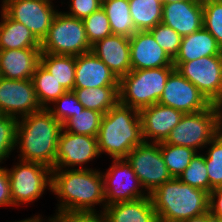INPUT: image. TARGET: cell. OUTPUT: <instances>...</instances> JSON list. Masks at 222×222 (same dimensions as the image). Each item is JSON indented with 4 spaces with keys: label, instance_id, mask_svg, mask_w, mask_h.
<instances>
[{
    "label": "cell",
    "instance_id": "cell-12",
    "mask_svg": "<svg viewBox=\"0 0 222 222\" xmlns=\"http://www.w3.org/2000/svg\"><path fill=\"white\" fill-rule=\"evenodd\" d=\"M102 176L106 206L148 196L126 158L113 159L112 165Z\"/></svg>",
    "mask_w": 222,
    "mask_h": 222
},
{
    "label": "cell",
    "instance_id": "cell-15",
    "mask_svg": "<svg viewBox=\"0 0 222 222\" xmlns=\"http://www.w3.org/2000/svg\"><path fill=\"white\" fill-rule=\"evenodd\" d=\"M41 108L32 79L0 77V114L19 119Z\"/></svg>",
    "mask_w": 222,
    "mask_h": 222
},
{
    "label": "cell",
    "instance_id": "cell-31",
    "mask_svg": "<svg viewBox=\"0 0 222 222\" xmlns=\"http://www.w3.org/2000/svg\"><path fill=\"white\" fill-rule=\"evenodd\" d=\"M103 115L94 110L83 109L68 119L62 127L69 133L97 137Z\"/></svg>",
    "mask_w": 222,
    "mask_h": 222
},
{
    "label": "cell",
    "instance_id": "cell-21",
    "mask_svg": "<svg viewBox=\"0 0 222 222\" xmlns=\"http://www.w3.org/2000/svg\"><path fill=\"white\" fill-rule=\"evenodd\" d=\"M40 48L0 50V77L15 80L32 79L40 64Z\"/></svg>",
    "mask_w": 222,
    "mask_h": 222
},
{
    "label": "cell",
    "instance_id": "cell-3",
    "mask_svg": "<svg viewBox=\"0 0 222 222\" xmlns=\"http://www.w3.org/2000/svg\"><path fill=\"white\" fill-rule=\"evenodd\" d=\"M100 154L112 159L126 158L129 152L144 140L139 110L118 103L103 115L99 128Z\"/></svg>",
    "mask_w": 222,
    "mask_h": 222
},
{
    "label": "cell",
    "instance_id": "cell-27",
    "mask_svg": "<svg viewBox=\"0 0 222 222\" xmlns=\"http://www.w3.org/2000/svg\"><path fill=\"white\" fill-rule=\"evenodd\" d=\"M113 34L133 36L137 30L130 14L129 0H108L101 5Z\"/></svg>",
    "mask_w": 222,
    "mask_h": 222
},
{
    "label": "cell",
    "instance_id": "cell-13",
    "mask_svg": "<svg viewBox=\"0 0 222 222\" xmlns=\"http://www.w3.org/2000/svg\"><path fill=\"white\" fill-rule=\"evenodd\" d=\"M99 155L101 154L97 137L69 133L62 128L58 138L53 169H90L83 165L99 157Z\"/></svg>",
    "mask_w": 222,
    "mask_h": 222
},
{
    "label": "cell",
    "instance_id": "cell-42",
    "mask_svg": "<svg viewBox=\"0 0 222 222\" xmlns=\"http://www.w3.org/2000/svg\"><path fill=\"white\" fill-rule=\"evenodd\" d=\"M209 212L212 216H222V187L209 193Z\"/></svg>",
    "mask_w": 222,
    "mask_h": 222
},
{
    "label": "cell",
    "instance_id": "cell-44",
    "mask_svg": "<svg viewBox=\"0 0 222 222\" xmlns=\"http://www.w3.org/2000/svg\"><path fill=\"white\" fill-rule=\"evenodd\" d=\"M43 217L40 215H35L31 218L23 219L21 221H14V222H39Z\"/></svg>",
    "mask_w": 222,
    "mask_h": 222
},
{
    "label": "cell",
    "instance_id": "cell-6",
    "mask_svg": "<svg viewBox=\"0 0 222 222\" xmlns=\"http://www.w3.org/2000/svg\"><path fill=\"white\" fill-rule=\"evenodd\" d=\"M174 66L131 70L119 79V103L142 109L158 103Z\"/></svg>",
    "mask_w": 222,
    "mask_h": 222
},
{
    "label": "cell",
    "instance_id": "cell-41",
    "mask_svg": "<svg viewBox=\"0 0 222 222\" xmlns=\"http://www.w3.org/2000/svg\"><path fill=\"white\" fill-rule=\"evenodd\" d=\"M12 206L9 176L6 167L0 166V207Z\"/></svg>",
    "mask_w": 222,
    "mask_h": 222
},
{
    "label": "cell",
    "instance_id": "cell-26",
    "mask_svg": "<svg viewBox=\"0 0 222 222\" xmlns=\"http://www.w3.org/2000/svg\"><path fill=\"white\" fill-rule=\"evenodd\" d=\"M40 63L66 91H73L75 83V56L41 53Z\"/></svg>",
    "mask_w": 222,
    "mask_h": 222
},
{
    "label": "cell",
    "instance_id": "cell-39",
    "mask_svg": "<svg viewBox=\"0 0 222 222\" xmlns=\"http://www.w3.org/2000/svg\"><path fill=\"white\" fill-rule=\"evenodd\" d=\"M48 218L51 222H105L103 214L99 211H57L56 215Z\"/></svg>",
    "mask_w": 222,
    "mask_h": 222
},
{
    "label": "cell",
    "instance_id": "cell-46",
    "mask_svg": "<svg viewBox=\"0 0 222 222\" xmlns=\"http://www.w3.org/2000/svg\"><path fill=\"white\" fill-rule=\"evenodd\" d=\"M178 1H185V0H164V3H173Z\"/></svg>",
    "mask_w": 222,
    "mask_h": 222
},
{
    "label": "cell",
    "instance_id": "cell-25",
    "mask_svg": "<svg viewBox=\"0 0 222 222\" xmlns=\"http://www.w3.org/2000/svg\"><path fill=\"white\" fill-rule=\"evenodd\" d=\"M73 91L84 109L103 114L119 103V86L74 88Z\"/></svg>",
    "mask_w": 222,
    "mask_h": 222
},
{
    "label": "cell",
    "instance_id": "cell-4",
    "mask_svg": "<svg viewBox=\"0 0 222 222\" xmlns=\"http://www.w3.org/2000/svg\"><path fill=\"white\" fill-rule=\"evenodd\" d=\"M159 222H181L209 211V193L171 178L151 194Z\"/></svg>",
    "mask_w": 222,
    "mask_h": 222
},
{
    "label": "cell",
    "instance_id": "cell-38",
    "mask_svg": "<svg viewBox=\"0 0 222 222\" xmlns=\"http://www.w3.org/2000/svg\"><path fill=\"white\" fill-rule=\"evenodd\" d=\"M148 31L153 35L158 45L174 59L178 54L182 36L162 22Z\"/></svg>",
    "mask_w": 222,
    "mask_h": 222
},
{
    "label": "cell",
    "instance_id": "cell-33",
    "mask_svg": "<svg viewBox=\"0 0 222 222\" xmlns=\"http://www.w3.org/2000/svg\"><path fill=\"white\" fill-rule=\"evenodd\" d=\"M178 179L184 184L210 193V183L205 163V156L197 152V154L191 159L188 167L181 173Z\"/></svg>",
    "mask_w": 222,
    "mask_h": 222
},
{
    "label": "cell",
    "instance_id": "cell-37",
    "mask_svg": "<svg viewBox=\"0 0 222 222\" xmlns=\"http://www.w3.org/2000/svg\"><path fill=\"white\" fill-rule=\"evenodd\" d=\"M18 119L0 114V164L15 150Z\"/></svg>",
    "mask_w": 222,
    "mask_h": 222
},
{
    "label": "cell",
    "instance_id": "cell-29",
    "mask_svg": "<svg viewBox=\"0 0 222 222\" xmlns=\"http://www.w3.org/2000/svg\"><path fill=\"white\" fill-rule=\"evenodd\" d=\"M32 82L38 102L42 108H48L49 104H52L66 92L54 76L41 63L35 70Z\"/></svg>",
    "mask_w": 222,
    "mask_h": 222
},
{
    "label": "cell",
    "instance_id": "cell-24",
    "mask_svg": "<svg viewBox=\"0 0 222 222\" xmlns=\"http://www.w3.org/2000/svg\"><path fill=\"white\" fill-rule=\"evenodd\" d=\"M0 50L41 48V42L22 23L11 19L1 9Z\"/></svg>",
    "mask_w": 222,
    "mask_h": 222
},
{
    "label": "cell",
    "instance_id": "cell-20",
    "mask_svg": "<svg viewBox=\"0 0 222 222\" xmlns=\"http://www.w3.org/2000/svg\"><path fill=\"white\" fill-rule=\"evenodd\" d=\"M119 86V79L92 51L75 56L74 88Z\"/></svg>",
    "mask_w": 222,
    "mask_h": 222
},
{
    "label": "cell",
    "instance_id": "cell-2",
    "mask_svg": "<svg viewBox=\"0 0 222 222\" xmlns=\"http://www.w3.org/2000/svg\"><path fill=\"white\" fill-rule=\"evenodd\" d=\"M62 128L47 108L19 118L15 146L19 150L17 153H20L19 160L40 163L53 169Z\"/></svg>",
    "mask_w": 222,
    "mask_h": 222
},
{
    "label": "cell",
    "instance_id": "cell-23",
    "mask_svg": "<svg viewBox=\"0 0 222 222\" xmlns=\"http://www.w3.org/2000/svg\"><path fill=\"white\" fill-rule=\"evenodd\" d=\"M215 55H222V48L209 31L202 27L200 30L182 37L178 54L173 62H187Z\"/></svg>",
    "mask_w": 222,
    "mask_h": 222
},
{
    "label": "cell",
    "instance_id": "cell-16",
    "mask_svg": "<svg viewBox=\"0 0 222 222\" xmlns=\"http://www.w3.org/2000/svg\"><path fill=\"white\" fill-rule=\"evenodd\" d=\"M142 137L146 142H164L171 130L181 121L184 113L156 103L139 110Z\"/></svg>",
    "mask_w": 222,
    "mask_h": 222
},
{
    "label": "cell",
    "instance_id": "cell-7",
    "mask_svg": "<svg viewBox=\"0 0 222 222\" xmlns=\"http://www.w3.org/2000/svg\"><path fill=\"white\" fill-rule=\"evenodd\" d=\"M91 47L83 20L58 11L40 49L42 53L78 56L91 51Z\"/></svg>",
    "mask_w": 222,
    "mask_h": 222
},
{
    "label": "cell",
    "instance_id": "cell-19",
    "mask_svg": "<svg viewBox=\"0 0 222 222\" xmlns=\"http://www.w3.org/2000/svg\"><path fill=\"white\" fill-rule=\"evenodd\" d=\"M91 51L107 65L118 79L132 70L129 37L109 35L93 44Z\"/></svg>",
    "mask_w": 222,
    "mask_h": 222
},
{
    "label": "cell",
    "instance_id": "cell-43",
    "mask_svg": "<svg viewBox=\"0 0 222 222\" xmlns=\"http://www.w3.org/2000/svg\"><path fill=\"white\" fill-rule=\"evenodd\" d=\"M181 222H213V216L208 211L203 215L192 217L187 220H183Z\"/></svg>",
    "mask_w": 222,
    "mask_h": 222
},
{
    "label": "cell",
    "instance_id": "cell-47",
    "mask_svg": "<svg viewBox=\"0 0 222 222\" xmlns=\"http://www.w3.org/2000/svg\"><path fill=\"white\" fill-rule=\"evenodd\" d=\"M101 5L104 4L108 0H97Z\"/></svg>",
    "mask_w": 222,
    "mask_h": 222
},
{
    "label": "cell",
    "instance_id": "cell-34",
    "mask_svg": "<svg viewBox=\"0 0 222 222\" xmlns=\"http://www.w3.org/2000/svg\"><path fill=\"white\" fill-rule=\"evenodd\" d=\"M203 27L216 39L222 48V0L202 1Z\"/></svg>",
    "mask_w": 222,
    "mask_h": 222
},
{
    "label": "cell",
    "instance_id": "cell-14",
    "mask_svg": "<svg viewBox=\"0 0 222 222\" xmlns=\"http://www.w3.org/2000/svg\"><path fill=\"white\" fill-rule=\"evenodd\" d=\"M158 103L186 113L207 109L211 103L188 79L174 69L167 78Z\"/></svg>",
    "mask_w": 222,
    "mask_h": 222
},
{
    "label": "cell",
    "instance_id": "cell-5",
    "mask_svg": "<svg viewBox=\"0 0 222 222\" xmlns=\"http://www.w3.org/2000/svg\"><path fill=\"white\" fill-rule=\"evenodd\" d=\"M222 130V106L211 104L207 109L186 113L163 142L185 146L199 152Z\"/></svg>",
    "mask_w": 222,
    "mask_h": 222
},
{
    "label": "cell",
    "instance_id": "cell-48",
    "mask_svg": "<svg viewBox=\"0 0 222 222\" xmlns=\"http://www.w3.org/2000/svg\"><path fill=\"white\" fill-rule=\"evenodd\" d=\"M43 220H45V219H41L39 222H43ZM47 220H49V221H47V222H51V220L48 218ZM45 222V221H44Z\"/></svg>",
    "mask_w": 222,
    "mask_h": 222
},
{
    "label": "cell",
    "instance_id": "cell-17",
    "mask_svg": "<svg viewBox=\"0 0 222 222\" xmlns=\"http://www.w3.org/2000/svg\"><path fill=\"white\" fill-rule=\"evenodd\" d=\"M162 23L175 30L182 37L203 27V4L200 0H185L164 3Z\"/></svg>",
    "mask_w": 222,
    "mask_h": 222
},
{
    "label": "cell",
    "instance_id": "cell-1",
    "mask_svg": "<svg viewBox=\"0 0 222 222\" xmlns=\"http://www.w3.org/2000/svg\"><path fill=\"white\" fill-rule=\"evenodd\" d=\"M57 195L56 211L94 212L106 207L102 172L96 169H52L51 191Z\"/></svg>",
    "mask_w": 222,
    "mask_h": 222
},
{
    "label": "cell",
    "instance_id": "cell-9",
    "mask_svg": "<svg viewBox=\"0 0 222 222\" xmlns=\"http://www.w3.org/2000/svg\"><path fill=\"white\" fill-rule=\"evenodd\" d=\"M173 65L211 104L222 106V55L173 62Z\"/></svg>",
    "mask_w": 222,
    "mask_h": 222
},
{
    "label": "cell",
    "instance_id": "cell-45",
    "mask_svg": "<svg viewBox=\"0 0 222 222\" xmlns=\"http://www.w3.org/2000/svg\"><path fill=\"white\" fill-rule=\"evenodd\" d=\"M213 222H222V216H213Z\"/></svg>",
    "mask_w": 222,
    "mask_h": 222
},
{
    "label": "cell",
    "instance_id": "cell-32",
    "mask_svg": "<svg viewBox=\"0 0 222 222\" xmlns=\"http://www.w3.org/2000/svg\"><path fill=\"white\" fill-rule=\"evenodd\" d=\"M208 145L210 148L207 149L204 156L211 192L213 189L222 187V130Z\"/></svg>",
    "mask_w": 222,
    "mask_h": 222
},
{
    "label": "cell",
    "instance_id": "cell-35",
    "mask_svg": "<svg viewBox=\"0 0 222 222\" xmlns=\"http://www.w3.org/2000/svg\"><path fill=\"white\" fill-rule=\"evenodd\" d=\"M83 22L86 35L91 46L113 34L108 17L102 7L84 18Z\"/></svg>",
    "mask_w": 222,
    "mask_h": 222
},
{
    "label": "cell",
    "instance_id": "cell-30",
    "mask_svg": "<svg viewBox=\"0 0 222 222\" xmlns=\"http://www.w3.org/2000/svg\"><path fill=\"white\" fill-rule=\"evenodd\" d=\"M160 149L168 172L173 178H178L197 154L194 149L163 142L160 143Z\"/></svg>",
    "mask_w": 222,
    "mask_h": 222
},
{
    "label": "cell",
    "instance_id": "cell-49",
    "mask_svg": "<svg viewBox=\"0 0 222 222\" xmlns=\"http://www.w3.org/2000/svg\"><path fill=\"white\" fill-rule=\"evenodd\" d=\"M157 1H159V2L162 3V4H164V0H157Z\"/></svg>",
    "mask_w": 222,
    "mask_h": 222
},
{
    "label": "cell",
    "instance_id": "cell-22",
    "mask_svg": "<svg viewBox=\"0 0 222 222\" xmlns=\"http://www.w3.org/2000/svg\"><path fill=\"white\" fill-rule=\"evenodd\" d=\"M102 214L105 222H159L150 195L135 201L110 204Z\"/></svg>",
    "mask_w": 222,
    "mask_h": 222
},
{
    "label": "cell",
    "instance_id": "cell-11",
    "mask_svg": "<svg viewBox=\"0 0 222 222\" xmlns=\"http://www.w3.org/2000/svg\"><path fill=\"white\" fill-rule=\"evenodd\" d=\"M53 0H3L2 10L13 20L24 24L42 42L58 10Z\"/></svg>",
    "mask_w": 222,
    "mask_h": 222
},
{
    "label": "cell",
    "instance_id": "cell-8",
    "mask_svg": "<svg viewBox=\"0 0 222 222\" xmlns=\"http://www.w3.org/2000/svg\"><path fill=\"white\" fill-rule=\"evenodd\" d=\"M12 198V206L30 204L51 190L52 169L36 162L19 160L12 168H6Z\"/></svg>",
    "mask_w": 222,
    "mask_h": 222
},
{
    "label": "cell",
    "instance_id": "cell-10",
    "mask_svg": "<svg viewBox=\"0 0 222 222\" xmlns=\"http://www.w3.org/2000/svg\"><path fill=\"white\" fill-rule=\"evenodd\" d=\"M126 159L148 195L172 178L164 162L160 143L143 141L129 152Z\"/></svg>",
    "mask_w": 222,
    "mask_h": 222
},
{
    "label": "cell",
    "instance_id": "cell-40",
    "mask_svg": "<svg viewBox=\"0 0 222 222\" xmlns=\"http://www.w3.org/2000/svg\"><path fill=\"white\" fill-rule=\"evenodd\" d=\"M69 2V11L64 13L82 20L101 7L97 0H70Z\"/></svg>",
    "mask_w": 222,
    "mask_h": 222
},
{
    "label": "cell",
    "instance_id": "cell-18",
    "mask_svg": "<svg viewBox=\"0 0 222 222\" xmlns=\"http://www.w3.org/2000/svg\"><path fill=\"white\" fill-rule=\"evenodd\" d=\"M132 70L174 66L173 59L148 31H137L129 38Z\"/></svg>",
    "mask_w": 222,
    "mask_h": 222
},
{
    "label": "cell",
    "instance_id": "cell-28",
    "mask_svg": "<svg viewBox=\"0 0 222 222\" xmlns=\"http://www.w3.org/2000/svg\"><path fill=\"white\" fill-rule=\"evenodd\" d=\"M129 7L137 31L150 30L162 22L163 4L157 0H129Z\"/></svg>",
    "mask_w": 222,
    "mask_h": 222
},
{
    "label": "cell",
    "instance_id": "cell-36",
    "mask_svg": "<svg viewBox=\"0 0 222 222\" xmlns=\"http://www.w3.org/2000/svg\"><path fill=\"white\" fill-rule=\"evenodd\" d=\"M52 105L54 108L49 105L47 109L62 125L75 115V113L84 109V106L78 101L74 91H66L56 101H54Z\"/></svg>",
    "mask_w": 222,
    "mask_h": 222
}]
</instances>
